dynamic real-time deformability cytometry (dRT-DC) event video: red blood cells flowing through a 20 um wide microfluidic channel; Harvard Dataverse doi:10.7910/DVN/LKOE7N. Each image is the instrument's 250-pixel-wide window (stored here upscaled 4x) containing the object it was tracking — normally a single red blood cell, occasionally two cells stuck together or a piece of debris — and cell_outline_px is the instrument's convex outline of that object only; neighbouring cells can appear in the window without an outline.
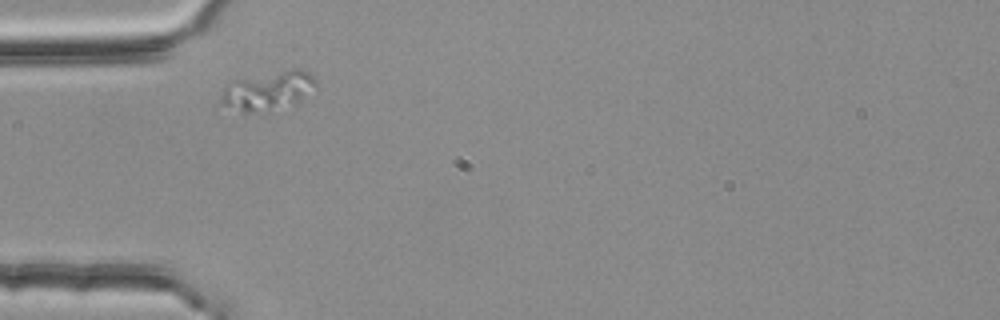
{"species": "common noctule bat (a hibernating species)", "species_latin": "Nyctalus noctula", "temperature_condition": "room temperature", "stored_images_in_passage": 2, "camera_frame_rate_fps": 3000, "um_per_image_px": 0.085, "animal": {"sex": "female", "body_mass_g": 25.1}, "frame": {"image": 1, "passage_image": 1, "time_ms": 0.0, "image_size_px": [1000, 320], "cell_outline_px": [[316, 88], [300, 100], [268, 112], [244, 112], [220, 104], [220, 92], [224, 84], [232, 80], [292, 68], [296, 68], [308, 72], [316, 80]], "centroid_in_image_um": [22.73, 7.7], "position_along_channel_um": 62.3, "area_um2": 21.73}}